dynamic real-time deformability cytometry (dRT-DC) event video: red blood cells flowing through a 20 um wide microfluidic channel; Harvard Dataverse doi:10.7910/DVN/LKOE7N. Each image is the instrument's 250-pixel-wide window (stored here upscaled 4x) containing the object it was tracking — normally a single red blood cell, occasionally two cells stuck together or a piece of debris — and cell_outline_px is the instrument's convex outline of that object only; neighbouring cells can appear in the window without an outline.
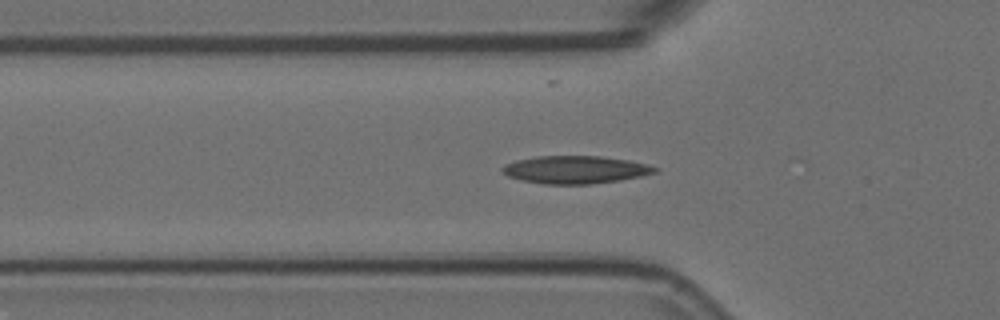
{"species": "Egyptian fruit bat (a non-hibernating species)", "species_latin": "Rousettus aegyptiacus", "temperature_condition": "room temperature", "stored_images_in_passage": 12, "camera_frame_rate_fps": 3000, "um_per_image_px": 0.085, "animal": {"sex": "female"}, "frame": {"image": 1, "passage_image": 5, "time_ms": 1.333, "image_size_px": [1000, 320], "cell_outline_px": [[660, 168], [656, 172], [640, 176], [620, 180], [592, 184], [544, 184], [524, 180], [508, 176], [500, 172], [500, 168], [504, 164], [516, 160], [536, 156], [600, 156], [628, 160], [648, 164]], "centroid_in_image_um": [48.89, 14.42], "position_along_channel_um": 76.9, "area_um2": 24.74}}
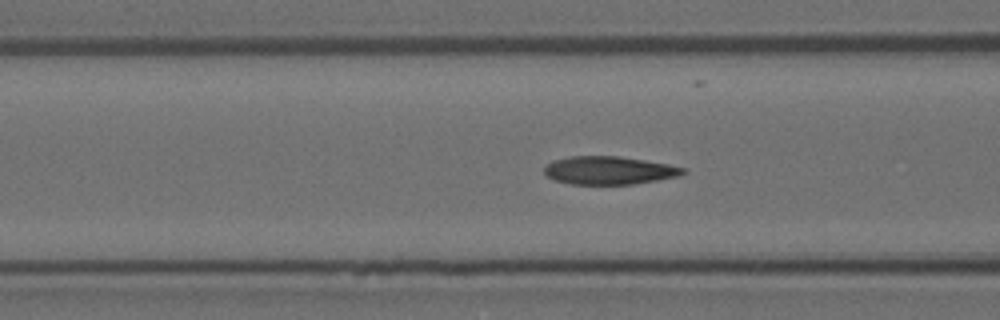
{"frame": {"image": 2, "passage_image": 8, "time_ms": 2.333, "image_size_px": [1000, 320], "cell_outline_px": [[688, 172], [680, 176], [632, 184], [568, 184], [556, 180], [548, 176], [544, 172], [544, 164], [552, 160], [572, 156], [620, 156], [668, 164], [684, 168]], "centroid_in_image_um": [51.76, 14.48], "position_along_channel_um": 114.8, "area_um2": 22.77}}
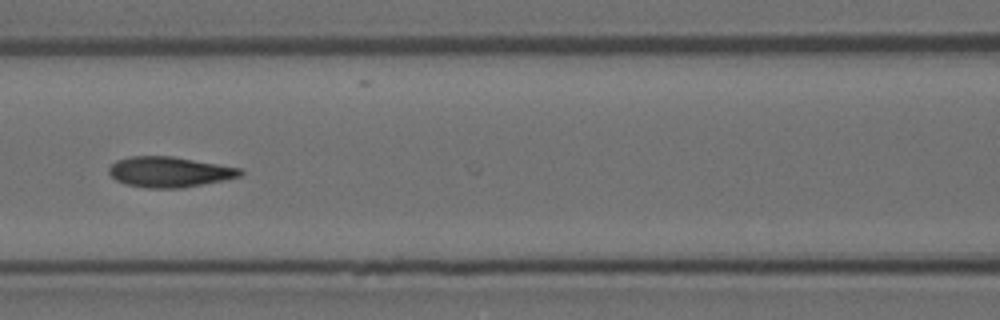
{"frame": {"image": 3, "passage_image": 11, "time_ms": 3.333, "image_size_px": [1000, 320], "cell_outline_px": [[244, 176], [224, 180], [180, 188], [148, 188], [124, 184], [116, 180], [108, 172], [108, 168], [116, 160], [132, 156], [172, 156], [240, 168], [244, 172]], "centroid_in_image_um": [14.4, 14.62], "position_along_channel_um": 152.2, "area_um2": 23.29}}